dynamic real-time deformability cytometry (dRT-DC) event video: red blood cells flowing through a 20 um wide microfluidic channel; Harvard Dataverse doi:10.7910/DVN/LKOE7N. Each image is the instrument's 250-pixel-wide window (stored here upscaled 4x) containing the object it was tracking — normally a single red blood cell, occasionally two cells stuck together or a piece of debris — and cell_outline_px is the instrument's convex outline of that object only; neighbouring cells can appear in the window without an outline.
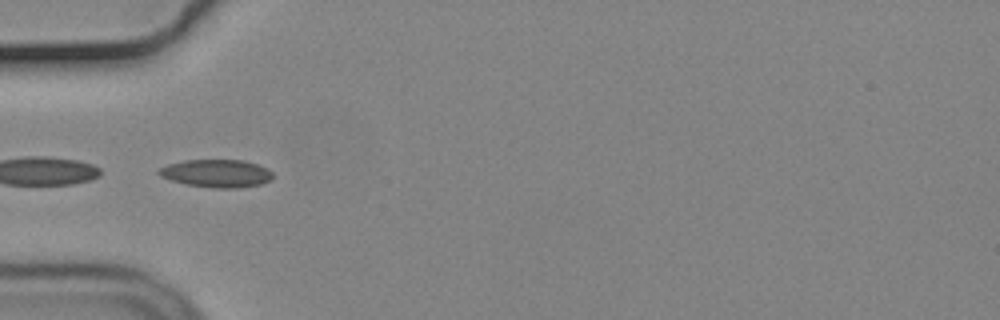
{"species": "common noctule bat (a hibernating species)", "species_latin": "Nyctalus noctula", "temperature_condition": "cold", "stored_images_in_passage": 15, "camera_frame_rate_fps": 3000, "um_per_image_px": 0.085, "animal": {"sex": "male", "body_mass_g": 19.2, "forearm_length_mm": 51.8}, "frame": {"image": 1, "passage_image": 11, "time_ms": 3.333, "image_size_px": [1000, 320], "cell_outline_px": [[272, 180], [260, 184], [236, 188], [216, 188], [188, 184], [172, 180], [160, 176], [156, 172], [160, 168], [168, 164], [184, 160], [244, 160], [268, 168], [272, 172]], "centroid_in_image_um": [18.42, 14.73], "position_along_channel_um": 66.6, "area_um2": 18.38}}